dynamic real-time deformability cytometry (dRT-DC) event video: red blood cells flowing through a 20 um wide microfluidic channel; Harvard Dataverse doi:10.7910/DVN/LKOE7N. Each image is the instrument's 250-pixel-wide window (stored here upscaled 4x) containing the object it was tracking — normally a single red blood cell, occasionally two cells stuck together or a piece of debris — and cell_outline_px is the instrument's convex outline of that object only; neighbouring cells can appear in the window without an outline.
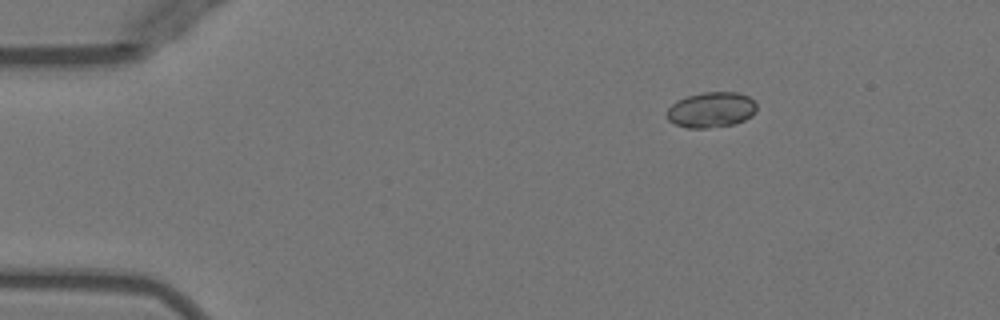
{"species": "Egyptian fruit bat (a non-hibernating species)", "species_latin": "Rousettus aegyptiacus", "temperature_condition": "warm", "stored_images_in_passage": 44, "camera_frame_rate_fps": 3000, "um_per_image_px": 0.085, "animal": {"sex": "female"}, "frame": {"image": 1, "passage_image": 1, "time_ms": 0.0, "image_size_px": [1000, 320], "cell_outline_px": [[756, 112], [752, 116], [736, 124], [708, 128], [688, 128], [676, 124], [668, 120], [668, 108], [676, 100], [688, 96], [704, 92], [736, 92], [748, 96], [756, 104]], "centroid_in_image_um": [60.47, 9.34], "position_along_channel_um": 24.5, "area_um2": 18.55}}
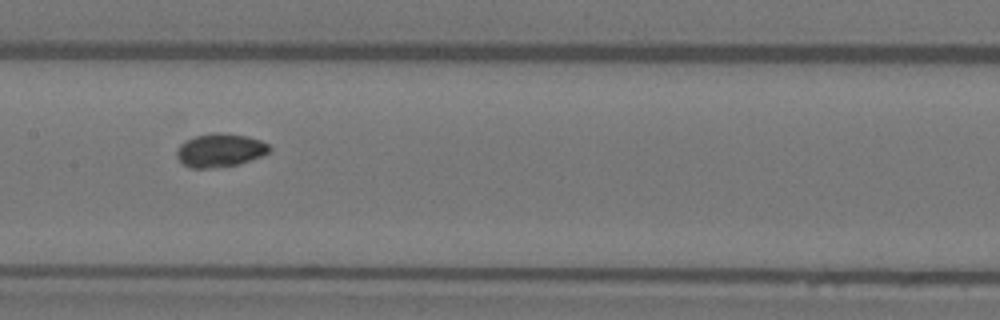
{"frame": {"image": 2, "passage_image": 19, "time_ms": 6.0, "image_size_px": [1000, 320], "cell_outline_px": [[272, 148], [268, 152], [260, 156], [236, 164], [216, 168], [192, 168], [184, 164], [176, 156], [176, 152], [180, 144], [184, 140], [196, 136], [216, 132], [220, 132], [248, 136], [260, 140], [268, 144]], "centroid_in_image_um": [18.68, 12.76], "position_along_channel_um": 188.7, "area_um2": 17.92}}
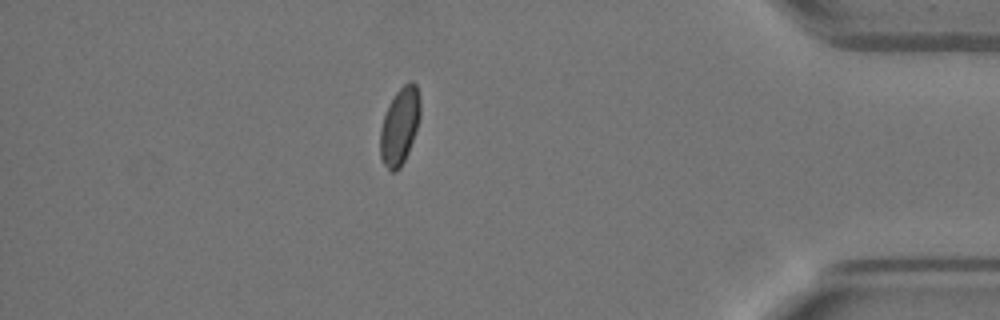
{"frame": {"image": 3, "passage_image": 38, "time_ms": 12.333, "image_size_px": [1000, 320], "cell_outline_px": [[420, 116], [408, 152], [400, 168], [396, 172], [392, 172], [384, 164], [380, 156], [380, 128], [388, 104], [396, 92], [408, 80], [412, 80], [416, 84], [420, 96]], "centroid_in_image_um": [33.97, 10.68], "position_along_channel_um": 401.2, "area_um2": 17.98}, "authors_computed_cell_mechanics": {"area_um2": 17.8602, "velocity_mm_per_s": 3.9712, "shape_relaxation_time_tau1_ms": null, "shape_relaxation_time_tau2_ms": 1.8564, "deformation_change_tau1": null, "deformation_change_tau2": 0.0329}}